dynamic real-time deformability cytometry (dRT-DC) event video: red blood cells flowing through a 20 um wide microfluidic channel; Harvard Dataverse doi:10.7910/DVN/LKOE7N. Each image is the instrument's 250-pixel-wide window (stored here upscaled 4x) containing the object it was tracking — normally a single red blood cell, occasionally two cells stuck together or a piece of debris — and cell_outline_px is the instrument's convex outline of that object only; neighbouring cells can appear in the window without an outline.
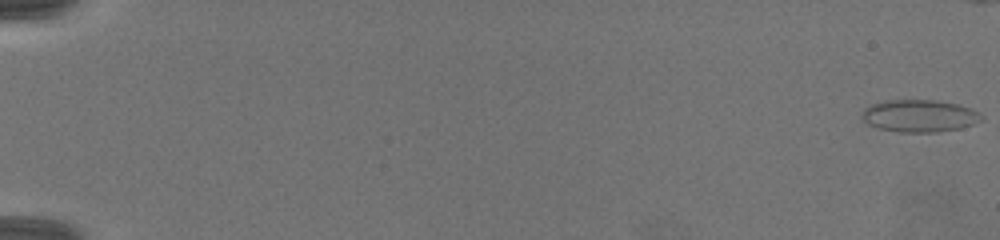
{"species": "common noctule bat (a hibernating species)", "species_latin": "Nyctalus noctula", "temperature_condition": "warm", "stored_images_in_passage": 49, "camera_frame_rate_fps": 3000, "um_per_image_px": 0.085, "animal": {"sex": "female", "body_mass_g": 19.5, "forearm_length_mm": 54.1}, "frame": {"image": 1, "passage_image": 1, "time_ms": 0.0, "image_size_px": [1000, 240], "cell_outline_px": [[984, 116], [980, 120], [972, 124], [960, 128], [936, 132], [900, 132], [880, 128], [868, 124], [860, 116], [864, 108], [872, 104], [888, 100], [936, 100], [956, 104], [972, 108], [980, 112]], "centroid_in_image_um": [78.16, 9.84], "position_along_channel_um": 6.8, "area_um2": 22.43}}
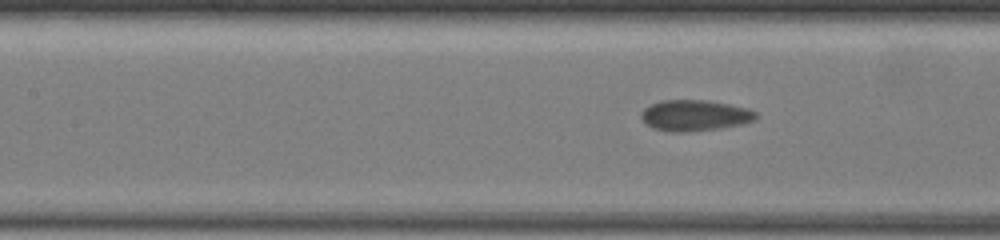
{"frame": {"image": 2, "passage_image": 28, "time_ms": 8.667, "image_size_px": [1000, 240], "cell_outline_px": [[756, 120], [744, 124], [720, 128], [692, 132], [668, 132], [652, 128], [644, 124], [640, 116], [640, 112], [644, 108], [660, 100], [708, 100], [748, 108], [756, 112]], "centroid_in_image_um": [59.02, 9.82], "position_along_channel_um": 148.4, "area_um2": 21.1}}
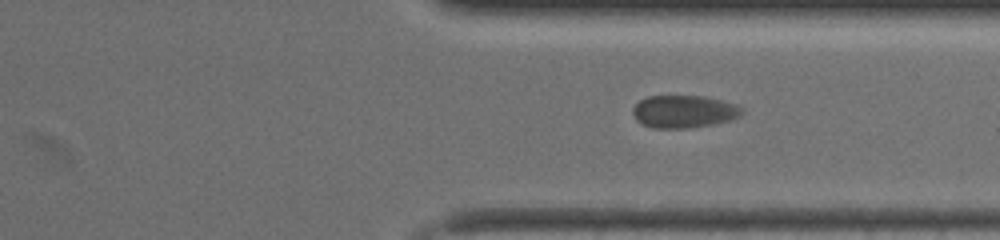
{"frame": {"image": 3, "passage_image": 46, "time_ms": 13.667, "image_size_px": [1000, 240], "cell_outline_px": [[744, 112], [740, 116], [732, 120], [712, 124], [688, 128], [656, 128], [644, 124], [636, 120], [632, 112], [632, 108], [640, 100], [648, 96], [704, 96], [736, 104], [744, 108]], "centroid_in_image_um": [58.16, 9.48], "position_along_channel_um": 353.2, "area_um2": 20.75}}